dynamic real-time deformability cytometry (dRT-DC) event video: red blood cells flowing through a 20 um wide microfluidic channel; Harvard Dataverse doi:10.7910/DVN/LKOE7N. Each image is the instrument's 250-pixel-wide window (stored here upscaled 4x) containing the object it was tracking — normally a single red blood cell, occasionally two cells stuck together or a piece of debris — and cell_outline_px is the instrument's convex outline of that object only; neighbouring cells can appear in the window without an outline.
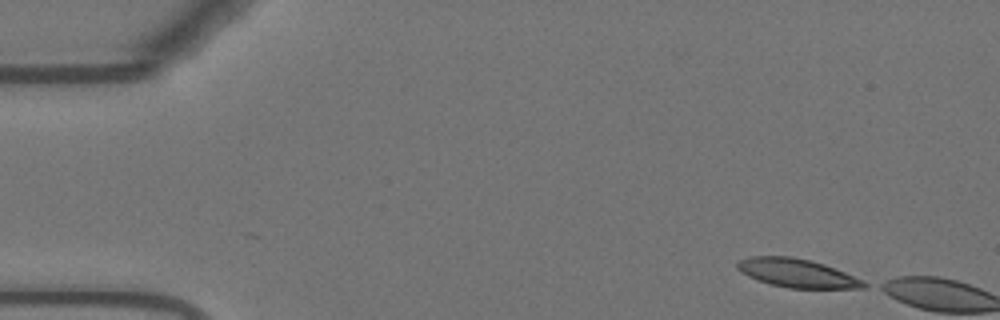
{"species": "Egyptian fruit bat (a non-hibernating species)", "species_latin": "Rousettus aegyptiacus", "temperature_condition": "warm", "stored_images_in_passage": 3, "camera_frame_rate_fps": 3000, "um_per_image_px": 0.085, "animal": {"sex": "female"}, "frame": {"image": 1, "passage_image": 1, "time_ms": 0.0, "image_size_px": [1000, 320], "cell_outline_px": [[868, 288], [788, 288], [772, 284], [748, 276], [740, 272], [736, 268], [736, 264], [740, 260], [752, 256], [792, 256], [824, 264], [844, 272], [868, 284]], "centroid_in_image_um": [67.72, 23.21], "position_along_channel_um": 17.3, "area_um2": 20.75}}